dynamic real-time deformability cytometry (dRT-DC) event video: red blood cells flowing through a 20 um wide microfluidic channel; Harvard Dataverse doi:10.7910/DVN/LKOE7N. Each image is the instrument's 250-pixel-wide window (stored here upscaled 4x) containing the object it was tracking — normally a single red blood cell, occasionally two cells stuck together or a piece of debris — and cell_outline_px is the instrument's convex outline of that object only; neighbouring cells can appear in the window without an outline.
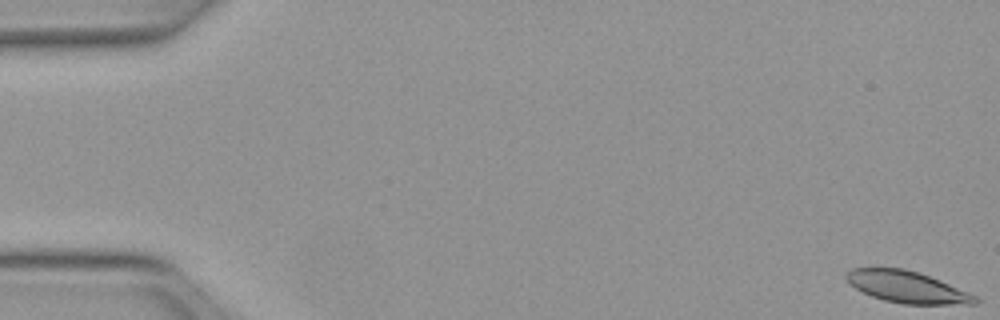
{"species": "Egyptian fruit bat (a non-hibernating species)", "species_latin": "Rousettus aegyptiacus", "temperature_condition": "warm", "stored_images_in_passage": 51, "camera_frame_rate_fps": 3000, "um_per_image_px": 0.085, "animal": {"sex": "female"}, "frame": {"image": 1, "passage_image": 1, "time_ms": 0.0, "image_size_px": [1000, 320], "cell_outline_px": [[980, 300], [976, 304], [904, 304], [884, 300], [872, 296], [856, 288], [844, 276], [852, 268], [904, 268], [920, 272], [940, 280], [976, 296]], "centroid_in_image_um": [77.12, 24.39], "position_along_channel_um": 7.9, "area_um2": 23.52}}
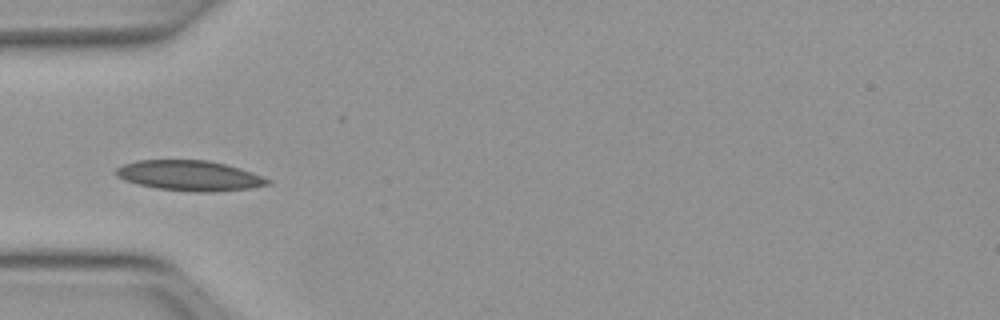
{"frame": {"image": 2, "passage_image": 17, "time_ms": 5.333, "image_size_px": [1000, 320], "cell_outline_px": [[272, 184], [248, 188], [212, 192], [192, 192], [156, 188], [124, 180], [116, 176], [116, 168], [124, 164], [136, 160], [208, 160], [240, 168], [252, 172], [272, 180]], "centroid_in_image_um": [16.13, 14.93], "position_along_channel_um": 68.9, "area_um2": 26.7}}
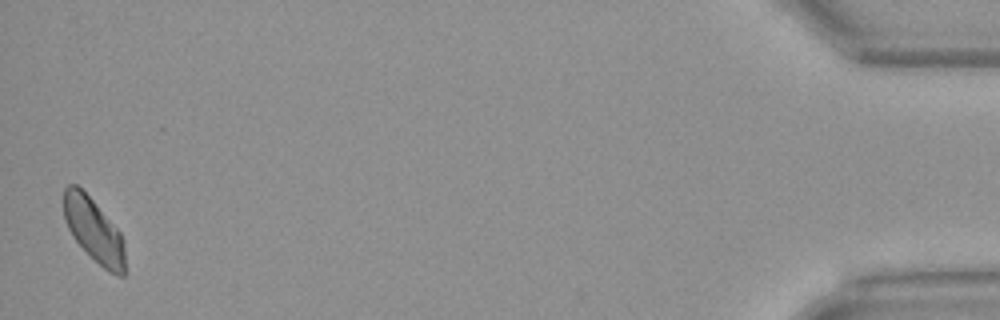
{"frame": {"image": 3, "passage_image": 51, "time_ms": 16.667, "image_size_px": [1000, 320], "cell_outline_px": [[128, 272], [124, 276], [120, 276], [104, 268], [72, 236], [64, 220], [64, 188], [68, 184], [76, 184], [92, 200], [120, 232], [124, 240]], "centroid_in_image_um": [8.02, 19.6], "position_along_channel_um": 427.2, "area_um2": 22.66}, "authors_computed_cell_mechanics": {"area_um2": 24.2182, "velocity_mm_per_s": 3.9761, "shape_relaxation_time_tau1_ms": 8.4859, "shape_relaxation_time_tau2_ms": 5.6673, "deformation_change_tau1": 0.1488, "deformation_change_tau2": 0.1006}}